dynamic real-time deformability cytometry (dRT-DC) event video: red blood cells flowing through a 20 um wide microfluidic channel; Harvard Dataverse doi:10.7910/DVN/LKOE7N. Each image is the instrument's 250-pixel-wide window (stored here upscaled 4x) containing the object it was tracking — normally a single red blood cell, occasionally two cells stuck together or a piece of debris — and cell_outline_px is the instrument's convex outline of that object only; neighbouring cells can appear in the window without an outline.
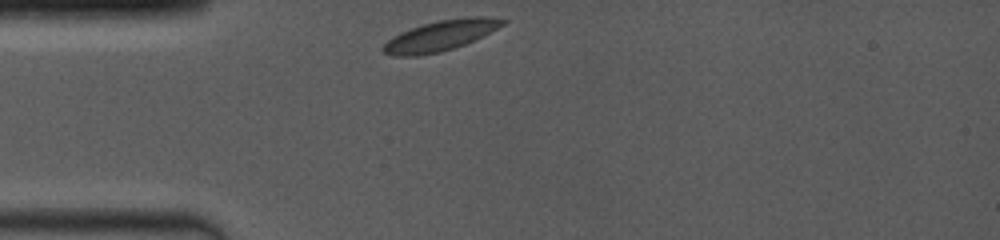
{"species": "common noctule bat (a hibernating species)", "species_latin": "Nyctalus noctula", "temperature_condition": "room temperature", "stored_images_in_passage": 41, "camera_frame_rate_fps": 4000, "um_per_image_px": 0.085, "animal": {"sex": "female", "body_mass_g": 19.0, "forearm_length_mm": 53.3}, "frame": {"image": 1, "passage_image": 1, "time_ms": 0.0, "image_size_px": [1000, 240], "cell_outline_px": [[508, 20], [504, 24], [464, 44], [440, 52], [420, 56], [392, 56], [384, 52], [380, 48], [392, 36], [400, 32], [424, 24], [440, 20], [472, 16], [484, 16]], "centroid_in_image_um": [37.37, 3.04], "position_along_channel_um": 47.6, "area_um2": 20.81}}
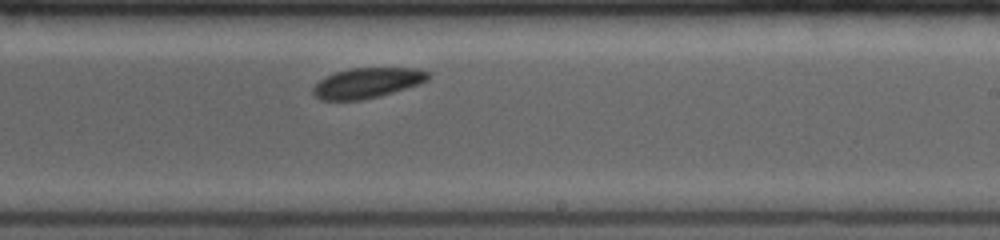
{"frame": {"image": 2, "passage_image": 24, "time_ms": 5.75, "image_size_px": [1000, 240], "cell_outline_px": [[428, 80], [420, 84], [380, 96], [360, 100], [320, 100], [312, 92], [312, 88], [320, 80], [336, 72], [352, 68], [420, 68], [428, 72]], "centroid_in_image_um": [31.23, 7.05], "position_along_channel_um": 257.8, "area_um2": 20.17}}
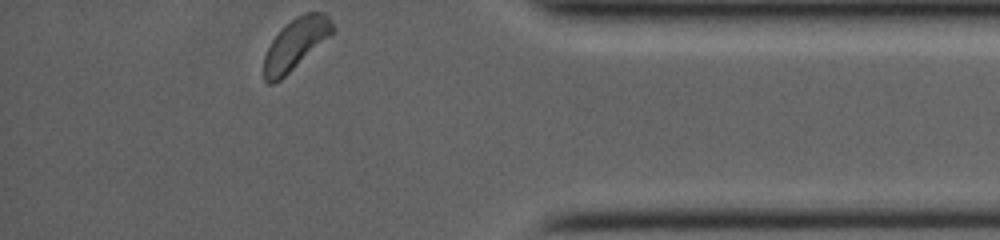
{"frame": {"image": 3, "passage_image": 41, "time_ms": 10.0, "image_size_px": [1000, 240], "cell_outline_px": [[336, 28], [328, 36], [280, 80], [272, 84], [268, 84], [264, 80], [264, 56], [272, 40], [296, 16], [304, 12], [324, 12], [332, 20]], "centroid_in_image_um": [25.12, 3.72], "position_along_channel_um": 410.1, "area_um2": 19.71}}